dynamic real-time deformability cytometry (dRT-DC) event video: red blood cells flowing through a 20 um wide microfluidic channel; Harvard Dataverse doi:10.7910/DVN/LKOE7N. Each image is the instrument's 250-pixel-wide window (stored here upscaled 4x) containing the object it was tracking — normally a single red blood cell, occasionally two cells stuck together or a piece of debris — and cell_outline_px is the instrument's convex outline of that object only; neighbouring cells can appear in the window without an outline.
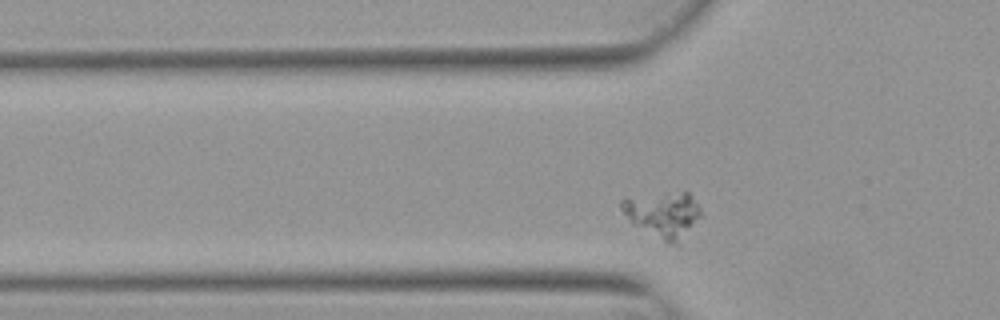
{"species": "Egyptian fruit bat (a non-hibernating species)", "species_latin": "Rousettus aegyptiacus", "temperature_condition": "warm", "stored_images_in_passage": 46, "camera_frame_rate_fps": 3000, "um_per_image_px": 0.085, "animal": {"sex": "female"}, "frame": {"image": 1, "passage_image": 10, "time_ms": 3.0, "image_size_px": [1000, 320], "cell_outline_px": [[704, 216], [680, 248], [676, 248], [668, 244], [632, 224], [620, 208], [620, 200], [684, 192], [688, 192], [700, 208]], "centroid_in_image_um": [56.49, 18.37], "position_along_channel_um": 69.3, "area_um2": 21.56}}
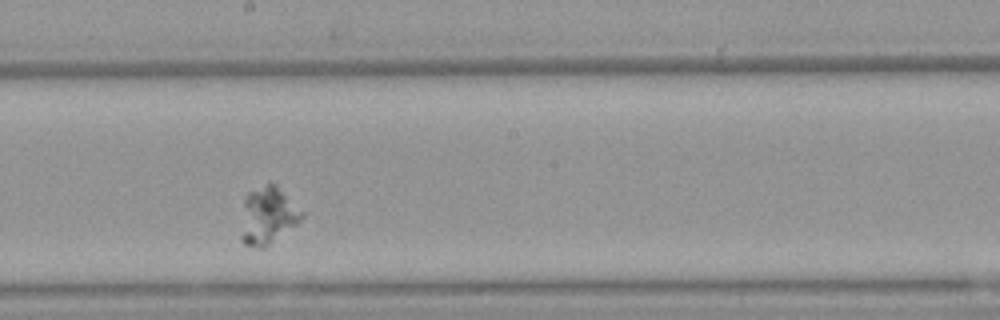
{"frame": {"image": 2, "passage_image": 23, "time_ms": 7.333, "image_size_px": [1000, 320], "cell_outline_px": [[304, 216], [296, 224], [264, 248], [260, 248], [244, 244], [240, 240], [240, 236], [244, 200], [248, 192], [268, 180], [272, 180], [304, 212]], "centroid_in_image_um": [22.74, 18.28], "position_along_channel_um": 225.5, "area_um2": 20.52}}
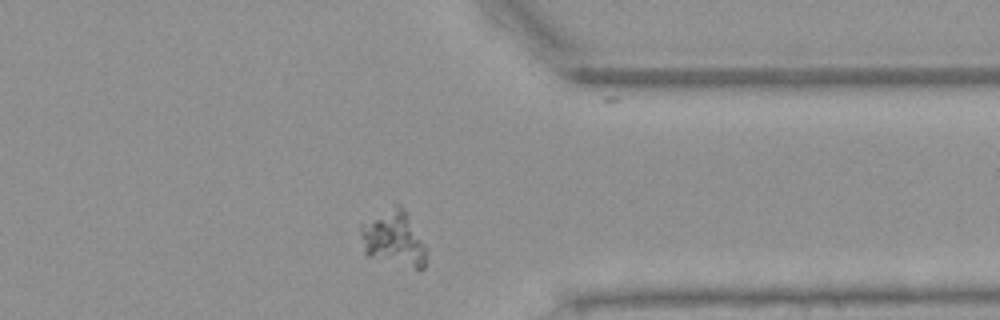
{"frame": {"image": 3, "passage_image": 36, "time_ms": 11.667, "image_size_px": [1000, 320], "cell_outline_px": [[424, 268], [416, 268], [368, 256], [364, 252], [360, 236], [360, 224], [396, 204], [400, 204], [404, 208], [424, 244]], "centroid_in_image_um": [33.41, 20.24], "position_along_channel_um": 378.0, "area_um2": 20.58}}